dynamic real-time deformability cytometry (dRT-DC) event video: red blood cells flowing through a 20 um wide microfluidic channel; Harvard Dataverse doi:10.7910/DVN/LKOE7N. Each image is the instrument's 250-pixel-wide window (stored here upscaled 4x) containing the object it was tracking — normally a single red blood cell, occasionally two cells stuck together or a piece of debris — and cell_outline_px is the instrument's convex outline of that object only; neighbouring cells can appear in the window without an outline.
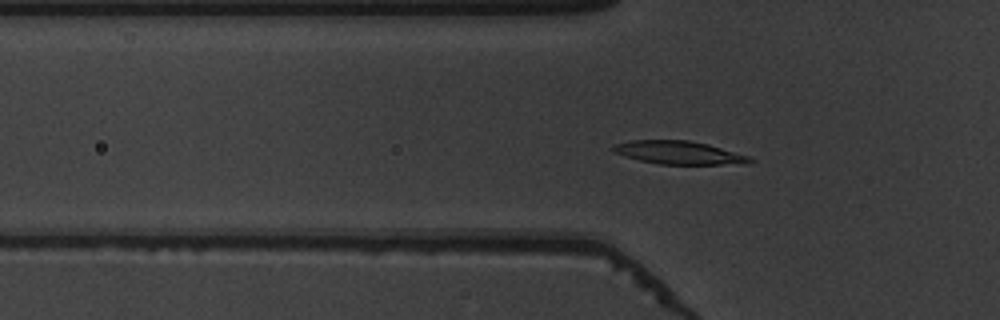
{"species": "common noctule bat (a hibernating species)", "species_latin": "Nyctalus noctula", "temperature_condition": "warm", "stored_images_in_passage": 54, "camera_frame_rate_fps": 3000, "um_per_image_px": 0.085, "animal": {"sex": "male", "body_mass_g": 19.5, "forearm_length_mm": 54.6}, "frame": {"image": 1, "passage_image": 19, "time_ms": 6.0, "image_size_px": [1000, 320], "cell_outline_px": [[756, 160], [752, 164], [660, 164], [640, 160], [624, 156], [612, 152], [612, 148], [616, 144], [632, 140], [688, 140], [708, 144], [748, 156]], "centroid_in_image_um": [57.74, 12.98], "position_along_channel_um": 68.1, "area_um2": 18.44}}
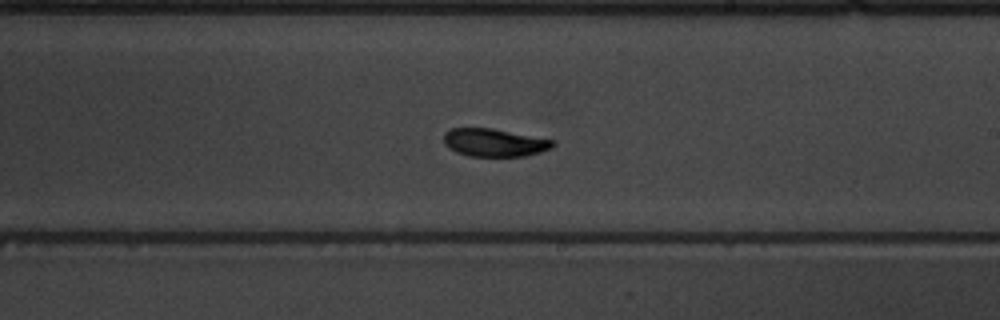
{"frame": {"image": 2, "passage_image": 33, "time_ms": 10.667, "image_size_px": [1000, 320], "cell_outline_px": [[556, 144], [552, 148], [540, 152], [524, 156], [468, 156], [456, 152], [448, 148], [444, 144], [444, 132], [452, 128], [492, 128], [556, 140]], "centroid_in_image_um": [42.03, 12.11], "position_along_channel_um": 247.0, "area_um2": 17.92}}
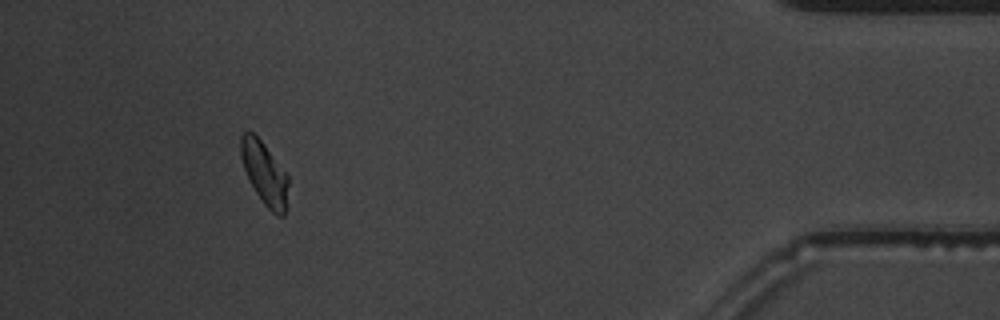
{"frame": {"image": 3, "passage_image": 50, "time_ms": 16.333, "image_size_px": [1000, 320], "cell_outline_px": [[288, 208], [284, 216], [280, 216], [272, 212], [264, 204], [256, 192], [244, 168], [240, 156], [240, 136], [244, 132], [252, 132], [264, 144], [288, 176]], "centroid_in_image_um": [22.51, 14.76], "position_along_channel_um": 412.7, "area_um2": 17.28}, "authors_computed_cell_mechanics": {"area_um2": 17.9758, "velocity_mm_per_s": 3.87, "shape_relaxation_time_tau1_ms": 2.6699, "shape_relaxation_time_tau2_ms": 3.9048, "deformation_change_tau1": 0.1524, "deformation_change_tau2": 0.0791}}